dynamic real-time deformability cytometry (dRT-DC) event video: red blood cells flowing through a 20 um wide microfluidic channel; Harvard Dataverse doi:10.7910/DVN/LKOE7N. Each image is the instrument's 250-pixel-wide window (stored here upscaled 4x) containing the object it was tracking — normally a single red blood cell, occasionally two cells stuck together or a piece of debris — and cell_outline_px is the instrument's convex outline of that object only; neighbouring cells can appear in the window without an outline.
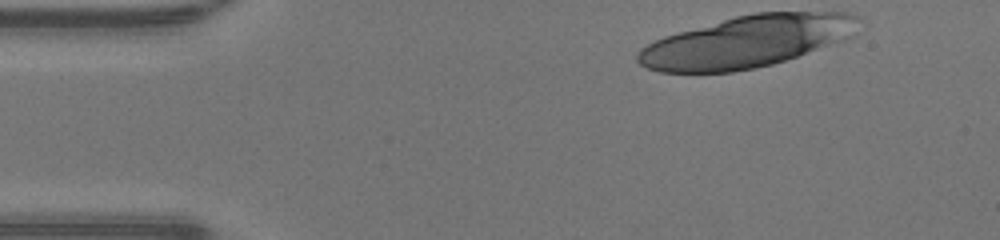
{"species": "human", "species_latin": "Homo sapiens", "temperature_condition": "warm", "stored_images_in_passage": 9, "camera_frame_rate_fps": 3000, "um_per_image_px": 0.085, "donor": {"sex": "male"}, "frame": {"image": 1, "passage_image": 1, "time_ms": 0.0, "image_size_px": [1000, 240], "cell_outline_px": [[864, 20], [856, 36], [772, 64], [732, 72], [660, 72], [648, 68], [640, 64], [636, 60], [636, 56], [640, 48], [664, 36], [736, 16], [756, 12], [848, 12], [860, 16]], "centroid_in_image_um": [63.57, 3.52], "position_along_channel_um": 21.4, "area_um2": 66.7}}